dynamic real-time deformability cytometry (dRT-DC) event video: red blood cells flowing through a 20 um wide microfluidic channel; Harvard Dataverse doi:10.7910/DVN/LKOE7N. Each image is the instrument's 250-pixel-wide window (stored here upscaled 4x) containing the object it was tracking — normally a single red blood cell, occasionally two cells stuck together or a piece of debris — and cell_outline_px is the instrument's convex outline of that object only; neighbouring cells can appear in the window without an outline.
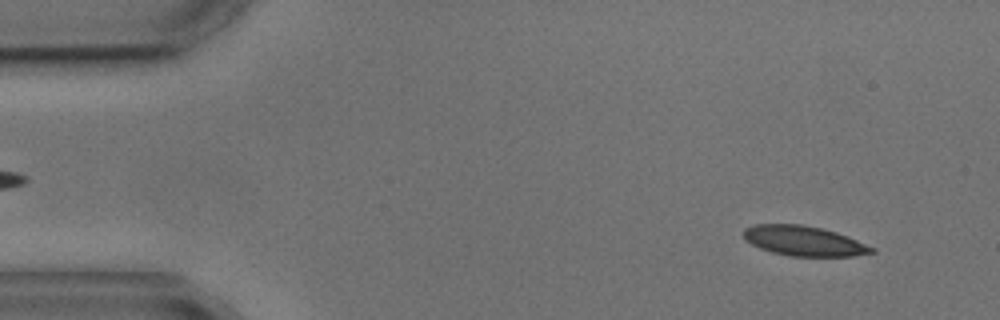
{"species": "common noctule bat (a hibernating species)", "species_latin": "Nyctalus noctula", "temperature_condition": "cold", "stored_images_in_passage": 3, "camera_frame_rate_fps": 3000, "um_per_image_px": 0.085, "animal": {"sex": "male", "body_mass_g": 17.9, "forearm_length_mm": 54.2}, "frame": {"image": 1, "passage_image": 1, "time_ms": 0.0, "image_size_px": [1000, 320], "cell_outline_px": [[876, 252], [852, 256], [788, 256], [772, 252], [760, 248], [744, 240], [744, 228], [756, 224], [800, 224], [820, 228], [836, 232], [848, 236], [876, 248]], "centroid_in_image_um": [68.34, 20.48], "position_along_channel_um": 16.7, "area_um2": 22.37}}
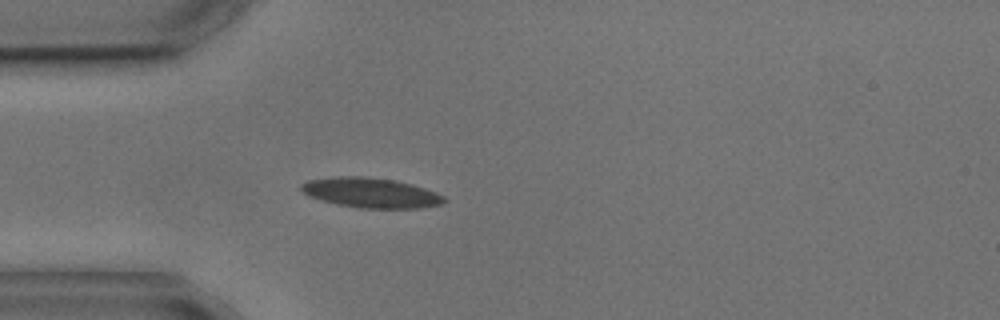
{"frame": {"image": 2, "passage_image": 3, "time_ms": 3.333, "image_size_px": [1000, 320], "cell_outline_px": [[448, 200], [444, 204], [420, 208], [360, 208], [336, 204], [320, 200], [308, 196], [300, 192], [300, 184], [308, 180], [336, 176], [364, 176], [392, 180], [412, 184], [436, 192], [444, 196]], "centroid_in_image_um": [31.5, 16.39], "position_along_channel_um": 53.5, "area_um2": 25.2}}